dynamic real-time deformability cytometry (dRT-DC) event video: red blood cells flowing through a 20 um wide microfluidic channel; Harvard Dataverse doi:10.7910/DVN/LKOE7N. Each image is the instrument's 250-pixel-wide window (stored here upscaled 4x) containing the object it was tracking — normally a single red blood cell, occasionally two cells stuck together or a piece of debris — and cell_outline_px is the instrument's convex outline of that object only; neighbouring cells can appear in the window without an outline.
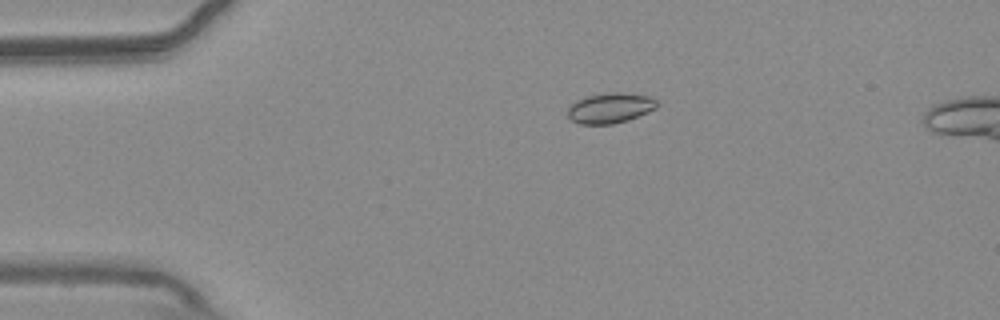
{"species": "common noctule bat (a hibernating species)", "species_latin": "Nyctalus noctula", "temperature_condition": "warm", "stored_images_in_passage": 45, "camera_frame_rate_fps": 3000, "um_per_image_px": 0.085, "animal": {"sex": "male", "body_mass_g": 20.4}, "frame": {"image": 1, "passage_image": 2, "time_ms": 0.333, "image_size_px": [1000, 320], "cell_outline_px": [[660, 104], [656, 108], [648, 112], [628, 120], [612, 124], [580, 124], [572, 120], [568, 116], [568, 108], [576, 100], [588, 96], [612, 92], [620, 92], [652, 96]], "centroid_in_image_um": [51.9, 9.18], "position_along_channel_um": 33.1, "area_um2": 15.78}}
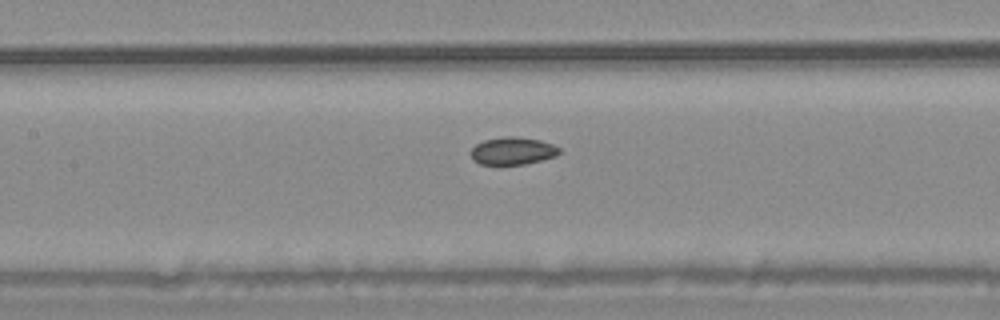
{"frame": {"image": 2, "passage_image": 16, "time_ms": 5.0, "image_size_px": [1000, 320], "cell_outline_px": [[560, 152], [556, 156], [524, 164], [480, 164], [472, 156], [472, 148], [476, 144], [484, 140], [508, 136], [516, 136], [540, 140], [552, 144], [560, 148]], "centroid_in_image_um": [43.61, 12.81], "position_along_channel_um": 163.8, "area_um2": 13.93}}
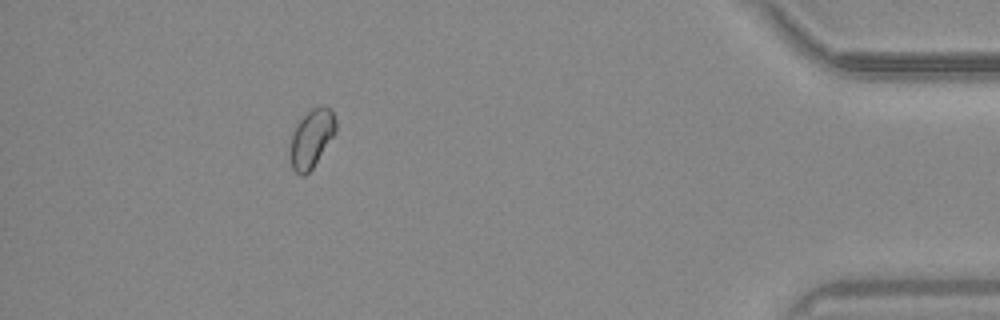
{"frame": {"image": 3, "passage_image": 40, "time_ms": 13.0, "image_size_px": [1000, 320], "cell_outline_px": [[336, 132], [312, 168], [304, 176], [300, 176], [292, 168], [288, 156], [288, 152], [292, 132], [300, 120], [312, 108], [320, 104], [324, 104], [332, 108], [336, 120]], "centroid_in_image_um": [26.46, 11.75], "position_along_channel_um": 408.7, "area_um2": 15.84}}